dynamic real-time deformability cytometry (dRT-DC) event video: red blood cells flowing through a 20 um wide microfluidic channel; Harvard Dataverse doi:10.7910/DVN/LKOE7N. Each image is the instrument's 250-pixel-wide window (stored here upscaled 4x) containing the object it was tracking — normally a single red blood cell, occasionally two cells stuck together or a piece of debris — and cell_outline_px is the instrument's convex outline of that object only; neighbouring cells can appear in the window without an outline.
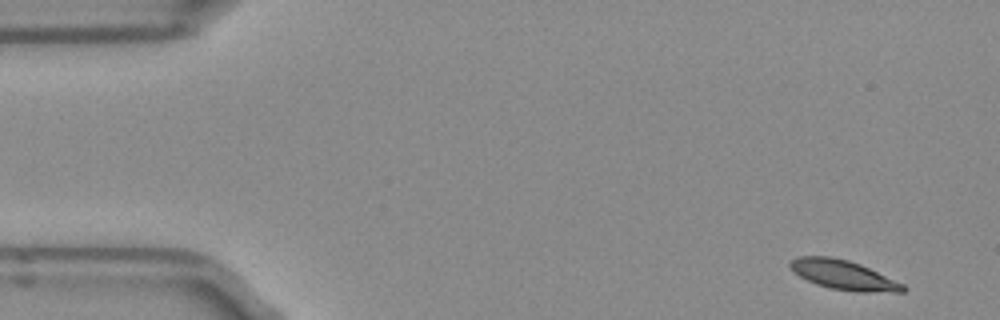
{"species": "Egyptian fruit bat (a non-hibernating species)", "species_latin": "Rousettus aegyptiacus", "temperature_condition": "room temperature", "stored_images_in_passage": 4, "camera_frame_rate_fps": 3000, "um_per_image_px": 0.085, "frame": {"image": 1, "passage_image": 1, "time_ms": 0.0, "image_size_px": [1000, 320], "cell_outline_px": [[908, 288], [904, 292], [856, 292], [828, 288], [816, 284], [800, 276], [788, 264], [792, 260], [800, 256], [828, 256], [848, 260], [860, 264], [904, 284]], "centroid_in_image_um": [71.74, 23.38], "position_along_channel_um": 13.3, "area_um2": 19.25}}
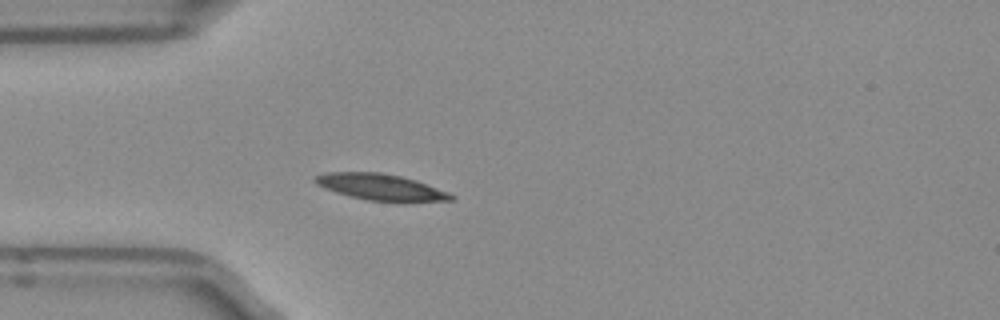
{"frame": {"image": 2, "passage_image": 4, "time_ms": 1.0, "image_size_px": [1000, 320], "cell_outline_px": [[456, 196], [452, 200], [368, 200], [348, 196], [324, 188], [316, 184], [312, 180], [316, 176], [328, 172], [380, 172], [400, 176], [416, 180], [448, 192]], "centroid_in_image_um": [32.29, 15.87], "position_along_channel_um": 52.7, "area_um2": 20.23}}